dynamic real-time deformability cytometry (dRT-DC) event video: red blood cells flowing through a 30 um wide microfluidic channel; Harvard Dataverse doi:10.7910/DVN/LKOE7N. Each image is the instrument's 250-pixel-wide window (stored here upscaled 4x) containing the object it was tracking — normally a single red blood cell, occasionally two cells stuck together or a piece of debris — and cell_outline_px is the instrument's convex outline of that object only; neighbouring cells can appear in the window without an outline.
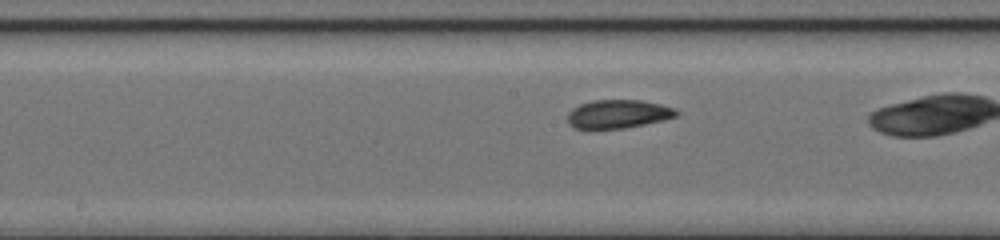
{"species": "common noctule bat (a hibernating species)", "species_latin": "Nyctalus noctula", "temperature_condition": "cold", "stored_images_in_passage": 30, "camera_frame_rate_fps": 3000, "um_per_image_px": 0.085, "animal": {"sex": "female", "body_mass_g": 17.0, "forearm_length_mm": 48.0}, "frame": {"image": 1, "passage_image": 17, "time_ms": 5.333, "image_size_px": [1000, 240], "cell_outline_px": [[680, 112], [676, 116], [664, 120], [624, 128], [576, 128], [568, 120], [568, 112], [572, 108], [580, 104], [592, 100], [640, 100], [660, 104], [676, 108]], "centroid_in_image_um": [52.58, 9.67], "position_along_channel_um": 195.6, "area_um2": 17.92}}
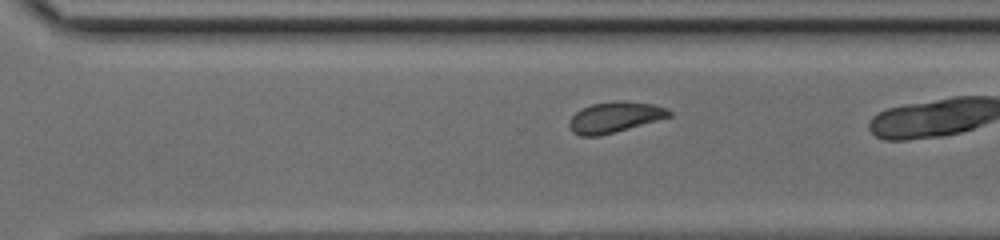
{"frame": {"image": 2, "passage_image": 26, "time_ms": 8.333, "image_size_px": [1000, 240], "cell_outline_px": [[672, 116], [600, 136], [580, 136], [572, 132], [568, 124], [568, 120], [580, 108], [592, 104], [616, 100], [624, 100], [652, 104], [664, 108], [672, 112]], "centroid_in_image_um": [52.21, 9.96], "position_along_channel_um": 318.4, "area_um2": 17.92}}
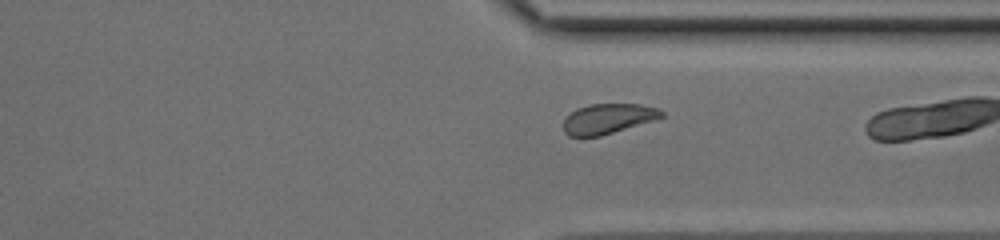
{"frame": {"image": 3, "passage_image": 29, "time_ms": 9.333, "image_size_px": [1000, 240], "cell_outline_px": [[664, 116], [652, 120], [600, 136], [568, 136], [564, 132], [564, 120], [576, 108], [588, 104], [640, 104], [660, 108], [664, 112]], "centroid_in_image_um": [51.67, 10.07], "position_along_channel_um": 359.7, "area_um2": 16.99}}